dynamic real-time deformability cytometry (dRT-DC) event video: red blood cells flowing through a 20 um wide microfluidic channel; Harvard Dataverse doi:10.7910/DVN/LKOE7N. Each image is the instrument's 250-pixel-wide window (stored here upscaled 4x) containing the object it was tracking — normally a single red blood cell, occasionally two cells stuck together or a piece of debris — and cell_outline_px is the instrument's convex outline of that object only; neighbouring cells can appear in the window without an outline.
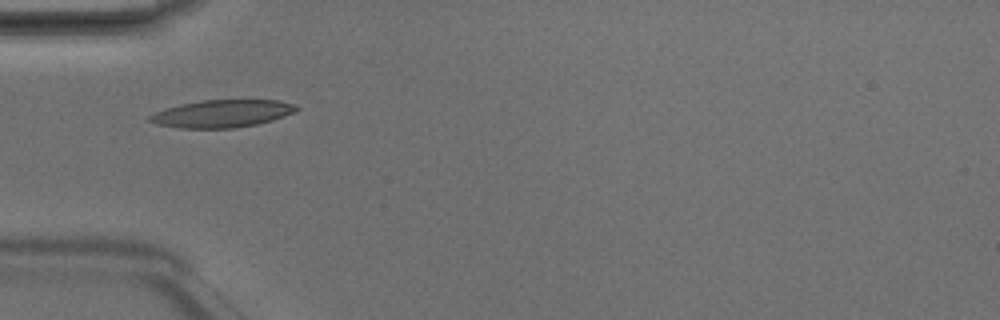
{"species": "Egyptian fruit bat (a non-hibernating species)", "species_latin": "Rousettus aegyptiacus", "temperature_condition": "room temperature", "stored_images_in_passage": 2, "camera_frame_rate_fps": 3000, "um_per_image_px": 0.085, "animal": {"sex": "male"}, "frame": {"image": 1, "passage_image": 1, "time_ms": 0.0, "image_size_px": [1000, 320], "cell_outline_px": [[300, 108], [296, 112], [272, 120], [256, 124], [232, 128], [180, 128], [156, 124], [148, 120], [148, 116], [164, 108], [180, 104], [200, 100], [280, 100], [292, 104]], "centroid_in_image_um": [18.86, 9.65], "position_along_channel_um": 66.1, "area_um2": 23.52}}